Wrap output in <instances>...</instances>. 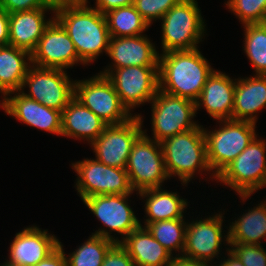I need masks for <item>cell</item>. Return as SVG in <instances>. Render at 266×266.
<instances>
[{
    "label": "cell",
    "instance_id": "1",
    "mask_svg": "<svg viewBox=\"0 0 266 266\" xmlns=\"http://www.w3.org/2000/svg\"><path fill=\"white\" fill-rule=\"evenodd\" d=\"M87 2L58 4L53 14L85 64L93 62L103 51L107 54L110 40L105 15L89 7Z\"/></svg>",
    "mask_w": 266,
    "mask_h": 266
},
{
    "label": "cell",
    "instance_id": "2",
    "mask_svg": "<svg viewBox=\"0 0 266 266\" xmlns=\"http://www.w3.org/2000/svg\"><path fill=\"white\" fill-rule=\"evenodd\" d=\"M159 90L196 102L214 72L199 49L159 54Z\"/></svg>",
    "mask_w": 266,
    "mask_h": 266
},
{
    "label": "cell",
    "instance_id": "3",
    "mask_svg": "<svg viewBox=\"0 0 266 266\" xmlns=\"http://www.w3.org/2000/svg\"><path fill=\"white\" fill-rule=\"evenodd\" d=\"M160 144L169 178L177 175L185 185L194 178L195 172H211L202 126L167 138Z\"/></svg>",
    "mask_w": 266,
    "mask_h": 266
},
{
    "label": "cell",
    "instance_id": "4",
    "mask_svg": "<svg viewBox=\"0 0 266 266\" xmlns=\"http://www.w3.org/2000/svg\"><path fill=\"white\" fill-rule=\"evenodd\" d=\"M216 130H204L208 165L215 179L257 136L256 123L242 120H219Z\"/></svg>",
    "mask_w": 266,
    "mask_h": 266
},
{
    "label": "cell",
    "instance_id": "5",
    "mask_svg": "<svg viewBox=\"0 0 266 266\" xmlns=\"http://www.w3.org/2000/svg\"><path fill=\"white\" fill-rule=\"evenodd\" d=\"M231 187L244 201L258 189L266 186V142L257 139L251 143L216 177Z\"/></svg>",
    "mask_w": 266,
    "mask_h": 266
},
{
    "label": "cell",
    "instance_id": "6",
    "mask_svg": "<svg viewBox=\"0 0 266 266\" xmlns=\"http://www.w3.org/2000/svg\"><path fill=\"white\" fill-rule=\"evenodd\" d=\"M200 11L196 0H181L162 17V53L199 48L206 30Z\"/></svg>",
    "mask_w": 266,
    "mask_h": 266
},
{
    "label": "cell",
    "instance_id": "7",
    "mask_svg": "<svg viewBox=\"0 0 266 266\" xmlns=\"http://www.w3.org/2000/svg\"><path fill=\"white\" fill-rule=\"evenodd\" d=\"M145 133L133 144L126 166L131 186L138 192L160 188L169 178L161 144Z\"/></svg>",
    "mask_w": 266,
    "mask_h": 266
},
{
    "label": "cell",
    "instance_id": "8",
    "mask_svg": "<svg viewBox=\"0 0 266 266\" xmlns=\"http://www.w3.org/2000/svg\"><path fill=\"white\" fill-rule=\"evenodd\" d=\"M151 104L152 135L159 143L199 126L192 120L197 113L194 101L158 89Z\"/></svg>",
    "mask_w": 266,
    "mask_h": 266
},
{
    "label": "cell",
    "instance_id": "9",
    "mask_svg": "<svg viewBox=\"0 0 266 266\" xmlns=\"http://www.w3.org/2000/svg\"><path fill=\"white\" fill-rule=\"evenodd\" d=\"M77 173L76 190L81 199L97 195L132 194L126 169L105 165L97 159H85L72 163Z\"/></svg>",
    "mask_w": 266,
    "mask_h": 266
},
{
    "label": "cell",
    "instance_id": "10",
    "mask_svg": "<svg viewBox=\"0 0 266 266\" xmlns=\"http://www.w3.org/2000/svg\"><path fill=\"white\" fill-rule=\"evenodd\" d=\"M75 98L107 125L122 124L134 115L121 103L111 81L102 74L75 80Z\"/></svg>",
    "mask_w": 266,
    "mask_h": 266
},
{
    "label": "cell",
    "instance_id": "11",
    "mask_svg": "<svg viewBox=\"0 0 266 266\" xmlns=\"http://www.w3.org/2000/svg\"><path fill=\"white\" fill-rule=\"evenodd\" d=\"M100 74L111 81L121 103L129 112L136 105L152 102L159 89L158 66L105 69Z\"/></svg>",
    "mask_w": 266,
    "mask_h": 266
},
{
    "label": "cell",
    "instance_id": "12",
    "mask_svg": "<svg viewBox=\"0 0 266 266\" xmlns=\"http://www.w3.org/2000/svg\"><path fill=\"white\" fill-rule=\"evenodd\" d=\"M26 85L30 93H24ZM21 92L27 98L46 107L63 111L75 97V81H71L62 69L43 68L31 65L24 78Z\"/></svg>",
    "mask_w": 266,
    "mask_h": 266
},
{
    "label": "cell",
    "instance_id": "13",
    "mask_svg": "<svg viewBox=\"0 0 266 266\" xmlns=\"http://www.w3.org/2000/svg\"><path fill=\"white\" fill-rule=\"evenodd\" d=\"M142 119L136 114L122 124L107 125L91 143L96 159L105 165L126 169L133 144L144 131Z\"/></svg>",
    "mask_w": 266,
    "mask_h": 266
},
{
    "label": "cell",
    "instance_id": "14",
    "mask_svg": "<svg viewBox=\"0 0 266 266\" xmlns=\"http://www.w3.org/2000/svg\"><path fill=\"white\" fill-rule=\"evenodd\" d=\"M130 195H97L82 200L99 221L109 229V231L105 230V228L98 229L92 234L120 243L141 225L134 211L128 205V197ZM112 231L119 233L121 236L124 235L123 238L119 240L118 237H113L110 235Z\"/></svg>",
    "mask_w": 266,
    "mask_h": 266
},
{
    "label": "cell",
    "instance_id": "15",
    "mask_svg": "<svg viewBox=\"0 0 266 266\" xmlns=\"http://www.w3.org/2000/svg\"><path fill=\"white\" fill-rule=\"evenodd\" d=\"M31 58L33 65L43 68L65 70L78 62L85 65L68 33L55 18L44 30Z\"/></svg>",
    "mask_w": 266,
    "mask_h": 266
},
{
    "label": "cell",
    "instance_id": "16",
    "mask_svg": "<svg viewBox=\"0 0 266 266\" xmlns=\"http://www.w3.org/2000/svg\"><path fill=\"white\" fill-rule=\"evenodd\" d=\"M223 214L219 213L203 220L187 222L185 244L182 257L212 262L219 257L223 237Z\"/></svg>",
    "mask_w": 266,
    "mask_h": 266
},
{
    "label": "cell",
    "instance_id": "17",
    "mask_svg": "<svg viewBox=\"0 0 266 266\" xmlns=\"http://www.w3.org/2000/svg\"><path fill=\"white\" fill-rule=\"evenodd\" d=\"M11 96L10 94H14ZM10 96V97H8ZM0 107L6 114L32 127L61 135L62 111L27 98L21 91L9 93L0 100Z\"/></svg>",
    "mask_w": 266,
    "mask_h": 266
},
{
    "label": "cell",
    "instance_id": "18",
    "mask_svg": "<svg viewBox=\"0 0 266 266\" xmlns=\"http://www.w3.org/2000/svg\"><path fill=\"white\" fill-rule=\"evenodd\" d=\"M35 226L27 227L16 233L10 244L9 260L12 266H35L51 254L58 246L56 236Z\"/></svg>",
    "mask_w": 266,
    "mask_h": 266
},
{
    "label": "cell",
    "instance_id": "19",
    "mask_svg": "<svg viewBox=\"0 0 266 266\" xmlns=\"http://www.w3.org/2000/svg\"><path fill=\"white\" fill-rule=\"evenodd\" d=\"M147 36L110 37L107 55L113 66L105 69L130 66H158L159 53ZM114 67V68H113Z\"/></svg>",
    "mask_w": 266,
    "mask_h": 266
},
{
    "label": "cell",
    "instance_id": "20",
    "mask_svg": "<svg viewBox=\"0 0 266 266\" xmlns=\"http://www.w3.org/2000/svg\"><path fill=\"white\" fill-rule=\"evenodd\" d=\"M233 80L223 72L214 70L195 102L196 110L203 106L213 119H232L236 79Z\"/></svg>",
    "mask_w": 266,
    "mask_h": 266
},
{
    "label": "cell",
    "instance_id": "21",
    "mask_svg": "<svg viewBox=\"0 0 266 266\" xmlns=\"http://www.w3.org/2000/svg\"><path fill=\"white\" fill-rule=\"evenodd\" d=\"M55 8H38L9 14V44L32 53L44 30L54 19H45V12Z\"/></svg>",
    "mask_w": 266,
    "mask_h": 266
},
{
    "label": "cell",
    "instance_id": "22",
    "mask_svg": "<svg viewBox=\"0 0 266 266\" xmlns=\"http://www.w3.org/2000/svg\"><path fill=\"white\" fill-rule=\"evenodd\" d=\"M107 124L75 97L62 111L61 135L75 139L96 140Z\"/></svg>",
    "mask_w": 266,
    "mask_h": 266
},
{
    "label": "cell",
    "instance_id": "23",
    "mask_svg": "<svg viewBox=\"0 0 266 266\" xmlns=\"http://www.w3.org/2000/svg\"><path fill=\"white\" fill-rule=\"evenodd\" d=\"M236 80L232 119L256 123V113L266 107V75Z\"/></svg>",
    "mask_w": 266,
    "mask_h": 266
},
{
    "label": "cell",
    "instance_id": "24",
    "mask_svg": "<svg viewBox=\"0 0 266 266\" xmlns=\"http://www.w3.org/2000/svg\"><path fill=\"white\" fill-rule=\"evenodd\" d=\"M120 244L135 266H168L175 257L142 225L127 235Z\"/></svg>",
    "mask_w": 266,
    "mask_h": 266
},
{
    "label": "cell",
    "instance_id": "25",
    "mask_svg": "<svg viewBox=\"0 0 266 266\" xmlns=\"http://www.w3.org/2000/svg\"><path fill=\"white\" fill-rule=\"evenodd\" d=\"M31 59V53L24 49L10 44L0 47V93L3 98L22 90L24 78L32 64Z\"/></svg>",
    "mask_w": 266,
    "mask_h": 266
},
{
    "label": "cell",
    "instance_id": "26",
    "mask_svg": "<svg viewBox=\"0 0 266 266\" xmlns=\"http://www.w3.org/2000/svg\"><path fill=\"white\" fill-rule=\"evenodd\" d=\"M140 197L146 198V217L144 227L149 223L184 218V210L187 208V201L180 198L176 192H170L160 188L142 190Z\"/></svg>",
    "mask_w": 266,
    "mask_h": 266
},
{
    "label": "cell",
    "instance_id": "27",
    "mask_svg": "<svg viewBox=\"0 0 266 266\" xmlns=\"http://www.w3.org/2000/svg\"><path fill=\"white\" fill-rule=\"evenodd\" d=\"M237 218L230 225L224 238L227 243L261 245L262 239L266 238V202L251 208L242 217Z\"/></svg>",
    "mask_w": 266,
    "mask_h": 266
},
{
    "label": "cell",
    "instance_id": "28",
    "mask_svg": "<svg viewBox=\"0 0 266 266\" xmlns=\"http://www.w3.org/2000/svg\"><path fill=\"white\" fill-rule=\"evenodd\" d=\"M110 37L142 35L149 24L135 9L134 5L119 7L104 14Z\"/></svg>",
    "mask_w": 266,
    "mask_h": 266
},
{
    "label": "cell",
    "instance_id": "29",
    "mask_svg": "<svg viewBox=\"0 0 266 266\" xmlns=\"http://www.w3.org/2000/svg\"><path fill=\"white\" fill-rule=\"evenodd\" d=\"M146 228L152 236L171 254L172 251L183 254L187 223L183 218L149 223Z\"/></svg>",
    "mask_w": 266,
    "mask_h": 266
},
{
    "label": "cell",
    "instance_id": "30",
    "mask_svg": "<svg viewBox=\"0 0 266 266\" xmlns=\"http://www.w3.org/2000/svg\"><path fill=\"white\" fill-rule=\"evenodd\" d=\"M116 242L92 234L83 245L67 257L68 266H101L105 255Z\"/></svg>",
    "mask_w": 266,
    "mask_h": 266
},
{
    "label": "cell",
    "instance_id": "31",
    "mask_svg": "<svg viewBox=\"0 0 266 266\" xmlns=\"http://www.w3.org/2000/svg\"><path fill=\"white\" fill-rule=\"evenodd\" d=\"M244 51L256 75H266V23L245 24Z\"/></svg>",
    "mask_w": 266,
    "mask_h": 266
},
{
    "label": "cell",
    "instance_id": "32",
    "mask_svg": "<svg viewBox=\"0 0 266 266\" xmlns=\"http://www.w3.org/2000/svg\"><path fill=\"white\" fill-rule=\"evenodd\" d=\"M225 5L243 25L266 23V0H228Z\"/></svg>",
    "mask_w": 266,
    "mask_h": 266
},
{
    "label": "cell",
    "instance_id": "33",
    "mask_svg": "<svg viewBox=\"0 0 266 266\" xmlns=\"http://www.w3.org/2000/svg\"><path fill=\"white\" fill-rule=\"evenodd\" d=\"M181 0H134V7L151 26L152 21L162 17Z\"/></svg>",
    "mask_w": 266,
    "mask_h": 266
},
{
    "label": "cell",
    "instance_id": "34",
    "mask_svg": "<svg viewBox=\"0 0 266 266\" xmlns=\"http://www.w3.org/2000/svg\"><path fill=\"white\" fill-rule=\"evenodd\" d=\"M229 249L244 266H266V250L262 245L228 243Z\"/></svg>",
    "mask_w": 266,
    "mask_h": 266
},
{
    "label": "cell",
    "instance_id": "35",
    "mask_svg": "<svg viewBox=\"0 0 266 266\" xmlns=\"http://www.w3.org/2000/svg\"><path fill=\"white\" fill-rule=\"evenodd\" d=\"M0 7L10 14L38 8H55L56 5L50 0H0Z\"/></svg>",
    "mask_w": 266,
    "mask_h": 266
},
{
    "label": "cell",
    "instance_id": "36",
    "mask_svg": "<svg viewBox=\"0 0 266 266\" xmlns=\"http://www.w3.org/2000/svg\"><path fill=\"white\" fill-rule=\"evenodd\" d=\"M101 266H135L126 249L115 243L105 255Z\"/></svg>",
    "mask_w": 266,
    "mask_h": 266
},
{
    "label": "cell",
    "instance_id": "37",
    "mask_svg": "<svg viewBox=\"0 0 266 266\" xmlns=\"http://www.w3.org/2000/svg\"><path fill=\"white\" fill-rule=\"evenodd\" d=\"M35 266H68L66 254L63 250V245L61 242H59V246L51 254H49Z\"/></svg>",
    "mask_w": 266,
    "mask_h": 266
},
{
    "label": "cell",
    "instance_id": "38",
    "mask_svg": "<svg viewBox=\"0 0 266 266\" xmlns=\"http://www.w3.org/2000/svg\"><path fill=\"white\" fill-rule=\"evenodd\" d=\"M133 3L134 0H96V6L94 9L98 10L102 14H105L113 9L129 6Z\"/></svg>",
    "mask_w": 266,
    "mask_h": 266
},
{
    "label": "cell",
    "instance_id": "39",
    "mask_svg": "<svg viewBox=\"0 0 266 266\" xmlns=\"http://www.w3.org/2000/svg\"><path fill=\"white\" fill-rule=\"evenodd\" d=\"M9 44V13L0 7V47Z\"/></svg>",
    "mask_w": 266,
    "mask_h": 266
},
{
    "label": "cell",
    "instance_id": "40",
    "mask_svg": "<svg viewBox=\"0 0 266 266\" xmlns=\"http://www.w3.org/2000/svg\"><path fill=\"white\" fill-rule=\"evenodd\" d=\"M168 266H211V265H209V263L207 264V262L204 261H198L179 256L178 253V255L173 258L172 262Z\"/></svg>",
    "mask_w": 266,
    "mask_h": 266
},
{
    "label": "cell",
    "instance_id": "41",
    "mask_svg": "<svg viewBox=\"0 0 266 266\" xmlns=\"http://www.w3.org/2000/svg\"><path fill=\"white\" fill-rule=\"evenodd\" d=\"M226 251L228 253V259L224 258V261L216 266H234V254L229 250V248Z\"/></svg>",
    "mask_w": 266,
    "mask_h": 266
},
{
    "label": "cell",
    "instance_id": "42",
    "mask_svg": "<svg viewBox=\"0 0 266 266\" xmlns=\"http://www.w3.org/2000/svg\"><path fill=\"white\" fill-rule=\"evenodd\" d=\"M54 5H58L61 3H77V2H83L86 0H50Z\"/></svg>",
    "mask_w": 266,
    "mask_h": 266
},
{
    "label": "cell",
    "instance_id": "43",
    "mask_svg": "<svg viewBox=\"0 0 266 266\" xmlns=\"http://www.w3.org/2000/svg\"><path fill=\"white\" fill-rule=\"evenodd\" d=\"M234 266H244L236 255H234Z\"/></svg>",
    "mask_w": 266,
    "mask_h": 266
},
{
    "label": "cell",
    "instance_id": "44",
    "mask_svg": "<svg viewBox=\"0 0 266 266\" xmlns=\"http://www.w3.org/2000/svg\"><path fill=\"white\" fill-rule=\"evenodd\" d=\"M1 266H12V265H9V264L4 262Z\"/></svg>",
    "mask_w": 266,
    "mask_h": 266
}]
</instances>
